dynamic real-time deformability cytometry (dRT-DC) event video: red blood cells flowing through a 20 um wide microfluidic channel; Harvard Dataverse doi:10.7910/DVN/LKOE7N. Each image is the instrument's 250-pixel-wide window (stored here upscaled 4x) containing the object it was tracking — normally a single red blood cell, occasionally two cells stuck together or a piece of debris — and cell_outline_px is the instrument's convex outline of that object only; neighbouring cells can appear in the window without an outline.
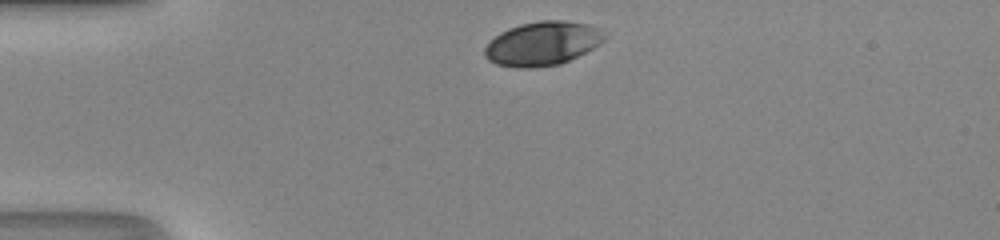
{"species": "human", "species_latin": "Homo sapiens", "temperature_condition": "room temperature", "stored_images_in_passage": 30, "camera_frame_rate_fps": 3000, "um_per_image_px": 0.085, "donor": {"sex": "male"}, "frame": {"image": 1, "passage_image": 1, "time_ms": 0.0, "image_size_px": [1000, 240], "cell_outline_px": [[608, 36], [600, 44], [560, 64], [532, 68], [520, 68], [496, 64], [488, 60], [484, 56], [484, 48], [500, 32], [508, 28], [520, 24], [540, 20], [564, 20], [588, 24], [596, 28]], "centroid_in_image_um": [46.09, 3.69], "position_along_channel_um": 38.9, "area_um2": 30.52}}
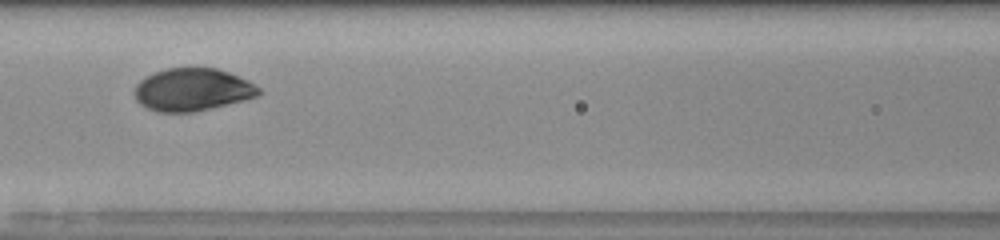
{"frame": {"image": 2, "passage_image": 12, "time_ms": 3.667, "image_size_px": [1000, 240], "cell_outline_px": [[260, 92], [256, 96], [244, 100], [192, 112], [160, 112], [148, 108], [140, 104], [136, 100], [132, 92], [136, 84], [140, 80], [164, 68], [216, 68], [228, 72], [248, 80], [260, 88]], "centroid_in_image_um": [16.32, 7.62], "position_along_channel_um": 150.3, "area_um2": 30.69}}
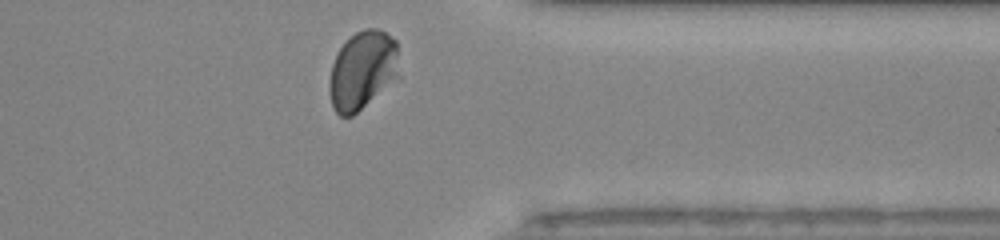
{"frame": {"image": 3, "passage_image": 29, "time_ms": 9.333, "image_size_px": [1000, 240], "cell_outline_px": [[400, 76], [352, 116], [340, 116], [332, 108], [328, 88], [328, 84], [332, 64], [336, 52], [356, 32], [364, 28], [376, 28], [384, 32], [396, 40]], "centroid_in_image_um": [30.8, 5.98], "position_along_channel_um": 380.6, "area_um2": 32.08}, "authors_computed_cell_mechanics": {"area_um2": 31.5299, "velocity_mm_per_s": 4.1722, "shape_relaxation_time_tau1_ms": 1.8088, "shape_relaxation_time_tau2_ms": null, "deformation_change_tau1": 0.1216, "deformation_change_tau2": null}}